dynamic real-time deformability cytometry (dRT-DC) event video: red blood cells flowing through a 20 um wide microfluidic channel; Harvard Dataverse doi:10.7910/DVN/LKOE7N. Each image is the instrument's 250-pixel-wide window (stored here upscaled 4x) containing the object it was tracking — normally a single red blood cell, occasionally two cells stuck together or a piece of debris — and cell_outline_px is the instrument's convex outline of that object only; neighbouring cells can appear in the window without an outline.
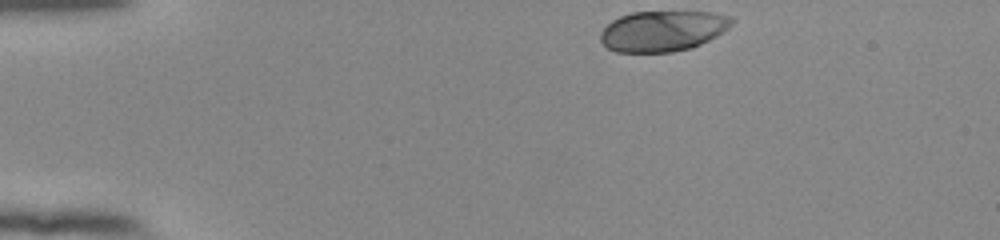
{"species": "human", "species_latin": "Homo sapiens", "temperature_condition": "room temperature", "stored_images_in_passage": 38, "camera_frame_rate_fps": 3000, "um_per_image_px": 0.085, "donor": {"sex": "female"}, "frame": {"image": 1, "passage_image": 1, "time_ms": 0.0, "image_size_px": [1000, 240], "cell_outline_px": [[732, 24], [728, 28], [716, 36], [692, 48], [672, 52], [616, 52], [608, 48], [600, 40], [600, 32], [612, 20], [620, 16], [632, 12], [716, 12], [732, 16]], "centroid_in_image_um": [56.33, 2.63], "position_along_channel_um": 28.7, "area_um2": 31.1}}
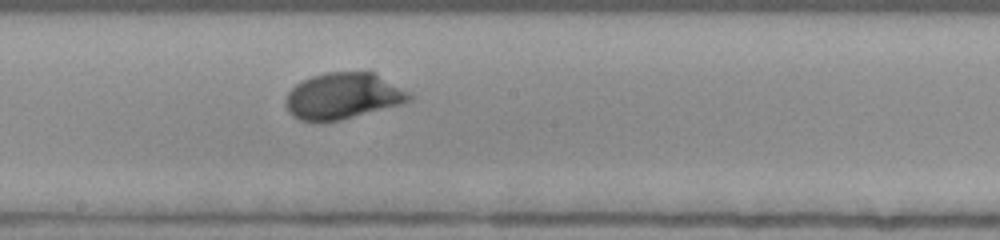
{"frame": {"image": 2, "passage_image": 22, "time_ms": 7.0, "image_size_px": [1000, 240], "cell_outline_px": [[412, 100], [400, 104], [340, 120], [300, 120], [292, 116], [288, 112], [284, 104], [284, 100], [288, 92], [300, 80], [324, 72], [372, 72], [408, 92], [412, 96]], "centroid_in_image_um": [29.09, 8.15], "position_along_channel_um": 219.1, "area_um2": 32.89}}
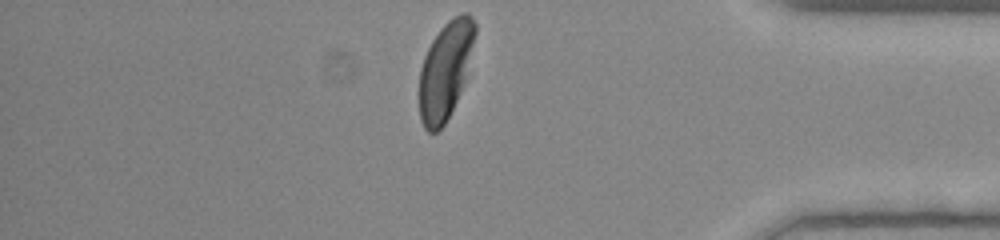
{"frame": {"image": 3, "passage_image": 38, "time_ms": 12.333, "image_size_px": [1000, 240], "cell_outline_px": [[476, 32], [464, 80], [460, 92], [444, 124], [436, 132], [428, 132], [424, 128], [420, 120], [420, 68], [424, 56], [432, 40], [440, 28], [448, 20], [460, 12], [468, 12], [472, 16], [476, 24]], "centroid_in_image_um": [37.85, 5.93], "position_along_channel_um": 397.4, "area_um2": 31.21}, "authors_computed_cell_mechanics": {"area_um2": 32.8882, "velocity_mm_per_s": 3.8074, "shape_relaxation_time_tau1_ms": 3.4322, "shape_relaxation_time_tau2_ms": null, "deformation_change_tau1": 0.2067, "deformation_change_tau2": null}}